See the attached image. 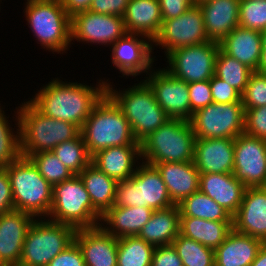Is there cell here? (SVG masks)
<instances>
[{
	"label": "cell",
	"instance_id": "cell-33",
	"mask_svg": "<svg viewBox=\"0 0 266 266\" xmlns=\"http://www.w3.org/2000/svg\"><path fill=\"white\" fill-rule=\"evenodd\" d=\"M180 217H195L208 221L232 222V215L200 191L192 193L178 204Z\"/></svg>",
	"mask_w": 266,
	"mask_h": 266
},
{
	"label": "cell",
	"instance_id": "cell-24",
	"mask_svg": "<svg viewBox=\"0 0 266 266\" xmlns=\"http://www.w3.org/2000/svg\"><path fill=\"white\" fill-rule=\"evenodd\" d=\"M240 0H209L199 4L210 41L220 43L239 26Z\"/></svg>",
	"mask_w": 266,
	"mask_h": 266
},
{
	"label": "cell",
	"instance_id": "cell-48",
	"mask_svg": "<svg viewBox=\"0 0 266 266\" xmlns=\"http://www.w3.org/2000/svg\"><path fill=\"white\" fill-rule=\"evenodd\" d=\"M162 20L179 17L194 5L193 0H158Z\"/></svg>",
	"mask_w": 266,
	"mask_h": 266
},
{
	"label": "cell",
	"instance_id": "cell-19",
	"mask_svg": "<svg viewBox=\"0 0 266 266\" xmlns=\"http://www.w3.org/2000/svg\"><path fill=\"white\" fill-rule=\"evenodd\" d=\"M232 225L237 232L266 243V190L262 186L246 187Z\"/></svg>",
	"mask_w": 266,
	"mask_h": 266
},
{
	"label": "cell",
	"instance_id": "cell-32",
	"mask_svg": "<svg viewBox=\"0 0 266 266\" xmlns=\"http://www.w3.org/2000/svg\"><path fill=\"white\" fill-rule=\"evenodd\" d=\"M93 207L103 215L113 207L117 181L90 163L80 174Z\"/></svg>",
	"mask_w": 266,
	"mask_h": 266
},
{
	"label": "cell",
	"instance_id": "cell-49",
	"mask_svg": "<svg viewBox=\"0 0 266 266\" xmlns=\"http://www.w3.org/2000/svg\"><path fill=\"white\" fill-rule=\"evenodd\" d=\"M14 210L13 193L6 168H0V215Z\"/></svg>",
	"mask_w": 266,
	"mask_h": 266
},
{
	"label": "cell",
	"instance_id": "cell-44",
	"mask_svg": "<svg viewBox=\"0 0 266 266\" xmlns=\"http://www.w3.org/2000/svg\"><path fill=\"white\" fill-rule=\"evenodd\" d=\"M210 86L214 103L241 102V94L219 77L214 75L210 79Z\"/></svg>",
	"mask_w": 266,
	"mask_h": 266
},
{
	"label": "cell",
	"instance_id": "cell-55",
	"mask_svg": "<svg viewBox=\"0 0 266 266\" xmlns=\"http://www.w3.org/2000/svg\"><path fill=\"white\" fill-rule=\"evenodd\" d=\"M262 187L266 190V182H265V184Z\"/></svg>",
	"mask_w": 266,
	"mask_h": 266
},
{
	"label": "cell",
	"instance_id": "cell-36",
	"mask_svg": "<svg viewBox=\"0 0 266 266\" xmlns=\"http://www.w3.org/2000/svg\"><path fill=\"white\" fill-rule=\"evenodd\" d=\"M253 70L235 58L230 57L221 49L215 61V76L232 86L242 94Z\"/></svg>",
	"mask_w": 266,
	"mask_h": 266
},
{
	"label": "cell",
	"instance_id": "cell-22",
	"mask_svg": "<svg viewBox=\"0 0 266 266\" xmlns=\"http://www.w3.org/2000/svg\"><path fill=\"white\" fill-rule=\"evenodd\" d=\"M246 186L233 173H205L199 176V191L232 216L239 209Z\"/></svg>",
	"mask_w": 266,
	"mask_h": 266
},
{
	"label": "cell",
	"instance_id": "cell-43",
	"mask_svg": "<svg viewBox=\"0 0 266 266\" xmlns=\"http://www.w3.org/2000/svg\"><path fill=\"white\" fill-rule=\"evenodd\" d=\"M190 98V119L193 113L213 103L210 80L188 83Z\"/></svg>",
	"mask_w": 266,
	"mask_h": 266
},
{
	"label": "cell",
	"instance_id": "cell-39",
	"mask_svg": "<svg viewBox=\"0 0 266 266\" xmlns=\"http://www.w3.org/2000/svg\"><path fill=\"white\" fill-rule=\"evenodd\" d=\"M29 159L37 167L39 173L52 186L70 179L74 175L52 151L35 153Z\"/></svg>",
	"mask_w": 266,
	"mask_h": 266
},
{
	"label": "cell",
	"instance_id": "cell-11",
	"mask_svg": "<svg viewBox=\"0 0 266 266\" xmlns=\"http://www.w3.org/2000/svg\"><path fill=\"white\" fill-rule=\"evenodd\" d=\"M189 121L196 138L235 139L244 133L245 110L242 102H213L196 110Z\"/></svg>",
	"mask_w": 266,
	"mask_h": 266
},
{
	"label": "cell",
	"instance_id": "cell-51",
	"mask_svg": "<svg viewBox=\"0 0 266 266\" xmlns=\"http://www.w3.org/2000/svg\"><path fill=\"white\" fill-rule=\"evenodd\" d=\"M250 266H266V243L262 245Z\"/></svg>",
	"mask_w": 266,
	"mask_h": 266
},
{
	"label": "cell",
	"instance_id": "cell-30",
	"mask_svg": "<svg viewBox=\"0 0 266 266\" xmlns=\"http://www.w3.org/2000/svg\"><path fill=\"white\" fill-rule=\"evenodd\" d=\"M180 234V212L178 205L154 210L150 220L143 226L138 237L147 243L157 246L172 245Z\"/></svg>",
	"mask_w": 266,
	"mask_h": 266
},
{
	"label": "cell",
	"instance_id": "cell-26",
	"mask_svg": "<svg viewBox=\"0 0 266 266\" xmlns=\"http://www.w3.org/2000/svg\"><path fill=\"white\" fill-rule=\"evenodd\" d=\"M166 184L171 201L178 205L192 193L199 191L200 173L191 162H163L154 164Z\"/></svg>",
	"mask_w": 266,
	"mask_h": 266
},
{
	"label": "cell",
	"instance_id": "cell-25",
	"mask_svg": "<svg viewBox=\"0 0 266 266\" xmlns=\"http://www.w3.org/2000/svg\"><path fill=\"white\" fill-rule=\"evenodd\" d=\"M140 161V146L108 147L91 158L93 165L117 182L132 177Z\"/></svg>",
	"mask_w": 266,
	"mask_h": 266
},
{
	"label": "cell",
	"instance_id": "cell-29",
	"mask_svg": "<svg viewBox=\"0 0 266 266\" xmlns=\"http://www.w3.org/2000/svg\"><path fill=\"white\" fill-rule=\"evenodd\" d=\"M123 18L127 33L141 34L152 41L163 22L158 0H129Z\"/></svg>",
	"mask_w": 266,
	"mask_h": 266
},
{
	"label": "cell",
	"instance_id": "cell-4",
	"mask_svg": "<svg viewBox=\"0 0 266 266\" xmlns=\"http://www.w3.org/2000/svg\"><path fill=\"white\" fill-rule=\"evenodd\" d=\"M26 100L18 106L23 157L29 158L38 152L52 151L59 143L80 135L81 129L77 125L48 117Z\"/></svg>",
	"mask_w": 266,
	"mask_h": 266
},
{
	"label": "cell",
	"instance_id": "cell-1",
	"mask_svg": "<svg viewBox=\"0 0 266 266\" xmlns=\"http://www.w3.org/2000/svg\"><path fill=\"white\" fill-rule=\"evenodd\" d=\"M70 81L55 77L28 101L42 114L70 122L81 129L92 108L106 93V83L110 80L100 78L94 86Z\"/></svg>",
	"mask_w": 266,
	"mask_h": 266
},
{
	"label": "cell",
	"instance_id": "cell-23",
	"mask_svg": "<svg viewBox=\"0 0 266 266\" xmlns=\"http://www.w3.org/2000/svg\"><path fill=\"white\" fill-rule=\"evenodd\" d=\"M220 49L253 71L263 67L261 32L236 27L220 43Z\"/></svg>",
	"mask_w": 266,
	"mask_h": 266
},
{
	"label": "cell",
	"instance_id": "cell-20",
	"mask_svg": "<svg viewBox=\"0 0 266 266\" xmlns=\"http://www.w3.org/2000/svg\"><path fill=\"white\" fill-rule=\"evenodd\" d=\"M74 241L82 252L85 266H117L118 238L100 225L76 229Z\"/></svg>",
	"mask_w": 266,
	"mask_h": 266
},
{
	"label": "cell",
	"instance_id": "cell-53",
	"mask_svg": "<svg viewBox=\"0 0 266 266\" xmlns=\"http://www.w3.org/2000/svg\"><path fill=\"white\" fill-rule=\"evenodd\" d=\"M207 1H209V0H193L195 5H199V4H201L203 2H207Z\"/></svg>",
	"mask_w": 266,
	"mask_h": 266
},
{
	"label": "cell",
	"instance_id": "cell-2",
	"mask_svg": "<svg viewBox=\"0 0 266 266\" xmlns=\"http://www.w3.org/2000/svg\"><path fill=\"white\" fill-rule=\"evenodd\" d=\"M83 141L92 157L114 146H140L121 108L105 93L81 127Z\"/></svg>",
	"mask_w": 266,
	"mask_h": 266
},
{
	"label": "cell",
	"instance_id": "cell-45",
	"mask_svg": "<svg viewBox=\"0 0 266 266\" xmlns=\"http://www.w3.org/2000/svg\"><path fill=\"white\" fill-rule=\"evenodd\" d=\"M47 266H85V261L79 246L73 241Z\"/></svg>",
	"mask_w": 266,
	"mask_h": 266
},
{
	"label": "cell",
	"instance_id": "cell-35",
	"mask_svg": "<svg viewBox=\"0 0 266 266\" xmlns=\"http://www.w3.org/2000/svg\"><path fill=\"white\" fill-rule=\"evenodd\" d=\"M154 248L138 236L118 238L117 266H151Z\"/></svg>",
	"mask_w": 266,
	"mask_h": 266
},
{
	"label": "cell",
	"instance_id": "cell-5",
	"mask_svg": "<svg viewBox=\"0 0 266 266\" xmlns=\"http://www.w3.org/2000/svg\"><path fill=\"white\" fill-rule=\"evenodd\" d=\"M23 12L37 44L44 50L60 55L70 50L71 17L59 1L25 0Z\"/></svg>",
	"mask_w": 266,
	"mask_h": 266
},
{
	"label": "cell",
	"instance_id": "cell-10",
	"mask_svg": "<svg viewBox=\"0 0 266 266\" xmlns=\"http://www.w3.org/2000/svg\"><path fill=\"white\" fill-rule=\"evenodd\" d=\"M76 229L48 218H35L24 240L18 266H47L74 241Z\"/></svg>",
	"mask_w": 266,
	"mask_h": 266
},
{
	"label": "cell",
	"instance_id": "cell-12",
	"mask_svg": "<svg viewBox=\"0 0 266 266\" xmlns=\"http://www.w3.org/2000/svg\"><path fill=\"white\" fill-rule=\"evenodd\" d=\"M218 42L179 47L166 55V69L172 76L186 83L210 80L215 75Z\"/></svg>",
	"mask_w": 266,
	"mask_h": 266
},
{
	"label": "cell",
	"instance_id": "cell-8",
	"mask_svg": "<svg viewBox=\"0 0 266 266\" xmlns=\"http://www.w3.org/2000/svg\"><path fill=\"white\" fill-rule=\"evenodd\" d=\"M101 216L93 207L79 175L53 185L49 220L81 229L98 226Z\"/></svg>",
	"mask_w": 266,
	"mask_h": 266
},
{
	"label": "cell",
	"instance_id": "cell-47",
	"mask_svg": "<svg viewBox=\"0 0 266 266\" xmlns=\"http://www.w3.org/2000/svg\"><path fill=\"white\" fill-rule=\"evenodd\" d=\"M129 0H92L89 11L124 17Z\"/></svg>",
	"mask_w": 266,
	"mask_h": 266
},
{
	"label": "cell",
	"instance_id": "cell-16",
	"mask_svg": "<svg viewBox=\"0 0 266 266\" xmlns=\"http://www.w3.org/2000/svg\"><path fill=\"white\" fill-rule=\"evenodd\" d=\"M233 174L246 187H259L265 184L266 140L246 133L235 138Z\"/></svg>",
	"mask_w": 266,
	"mask_h": 266
},
{
	"label": "cell",
	"instance_id": "cell-21",
	"mask_svg": "<svg viewBox=\"0 0 266 266\" xmlns=\"http://www.w3.org/2000/svg\"><path fill=\"white\" fill-rule=\"evenodd\" d=\"M234 143L230 138H195L193 162L199 173H233Z\"/></svg>",
	"mask_w": 266,
	"mask_h": 266
},
{
	"label": "cell",
	"instance_id": "cell-28",
	"mask_svg": "<svg viewBox=\"0 0 266 266\" xmlns=\"http://www.w3.org/2000/svg\"><path fill=\"white\" fill-rule=\"evenodd\" d=\"M153 212L148 207H112L101 216L99 225L116 238L138 236Z\"/></svg>",
	"mask_w": 266,
	"mask_h": 266
},
{
	"label": "cell",
	"instance_id": "cell-14",
	"mask_svg": "<svg viewBox=\"0 0 266 266\" xmlns=\"http://www.w3.org/2000/svg\"><path fill=\"white\" fill-rule=\"evenodd\" d=\"M111 65L123 77L147 75L154 66L156 56H153V42L141 34L126 33L109 47Z\"/></svg>",
	"mask_w": 266,
	"mask_h": 266
},
{
	"label": "cell",
	"instance_id": "cell-46",
	"mask_svg": "<svg viewBox=\"0 0 266 266\" xmlns=\"http://www.w3.org/2000/svg\"><path fill=\"white\" fill-rule=\"evenodd\" d=\"M151 266H183L173 245L157 246L153 250Z\"/></svg>",
	"mask_w": 266,
	"mask_h": 266
},
{
	"label": "cell",
	"instance_id": "cell-9",
	"mask_svg": "<svg viewBox=\"0 0 266 266\" xmlns=\"http://www.w3.org/2000/svg\"><path fill=\"white\" fill-rule=\"evenodd\" d=\"M175 205L154 165L141 161L134 175L116 185L113 207H148L162 210Z\"/></svg>",
	"mask_w": 266,
	"mask_h": 266
},
{
	"label": "cell",
	"instance_id": "cell-42",
	"mask_svg": "<svg viewBox=\"0 0 266 266\" xmlns=\"http://www.w3.org/2000/svg\"><path fill=\"white\" fill-rule=\"evenodd\" d=\"M244 110V133L266 140V105Z\"/></svg>",
	"mask_w": 266,
	"mask_h": 266
},
{
	"label": "cell",
	"instance_id": "cell-41",
	"mask_svg": "<svg viewBox=\"0 0 266 266\" xmlns=\"http://www.w3.org/2000/svg\"><path fill=\"white\" fill-rule=\"evenodd\" d=\"M241 102L244 109L266 105V74L262 70L251 73L245 90L241 94Z\"/></svg>",
	"mask_w": 266,
	"mask_h": 266
},
{
	"label": "cell",
	"instance_id": "cell-18",
	"mask_svg": "<svg viewBox=\"0 0 266 266\" xmlns=\"http://www.w3.org/2000/svg\"><path fill=\"white\" fill-rule=\"evenodd\" d=\"M35 220L20 210L0 215V266H18L26 234Z\"/></svg>",
	"mask_w": 266,
	"mask_h": 266
},
{
	"label": "cell",
	"instance_id": "cell-15",
	"mask_svg": "<svg viewBox=\"0 0 266 266\" xmlns=\"http://www.w3.org/2000/svg\"><path fill=\"white\" fill-rule=\"evenodd\" d=\"M126 33L124 18L117 15L84 11L71 18V44L77 41L109 47Z\"/></svg>",
	"mask_w": 266,
	"mask_h": 266
},
{
	"label": "cell",
	"instance_id": "cell-38",
	"mask_svg": "<svg viewBox=\"0 0 266 266\" xmlns=\"http://www.w3.org/2000/svg\"><path fill=\"white\" fill-rule=\"evenodd\" d=\"M183 266H215V250L181 234L172 242Z\"/></svg>",
	"mask_w": 266,
	"mask_h": 266
},
{
	"label": "cell",
	"instance_id": "cell-7",
	"mask_svg": "<svg viewBox=\"0 0 266 266\" xmlns=\"http://www.w3.org/2000/svg\"><path fill=\"white\" fill-rule=\"evenodd\" d=\"M14 209L35 218H47L52 207L53 186L39 173L34 163L21 156L7 168Z\"/></svg>",
	"mask_w": 266,
	"mask_h": 266
},
{
	"label": "cell",
	"instance_id": "cell-37",
	"mask_svg": "<svg viewBox=\"0 0 266 266\" xmlns=\"http://www.w3.org/2000/svg\"><path fill=\"white\" fill-rule=\"evenodd\" d=\"M52 152L74 175L80 174L91 163L92 157L81 134L74 139L59 143Z\"/></svg>",
	"mask_w": 266,
	"mask_h": 266
},
{
	"label": "cell",
	"instance_id": "cell-17",
	"mask_svg": "<svg viewBox=\"0 0 266 266\" xmlns=\"http://www.w3.org/2000/svg\"><path fill=\"white\" fill-rule=\"evenodd\" d=\"M143 79L152 89L157 103L170 118L190 120L188 83L164 68H153Z\"/></svg>",
	"mask_w": 266,
	"mask_h": 266
},
{
	"label": "cell",
	"instance_id": "cell-34",
	"mask_svg": "<svg viewBox=\"0 0 266 266\" xmlns=\"http://www.w3.org/2000/svg\"><path fill=\"white\" fill-rule=\"evenodd\" d=\"M0 104V168H7L11 163L22 156L20 139L19 109L16 107L12 123ZM10 122V123H9ZM14 125V128L12 126ZM16 125V126H15ZM16 127V128H15ZM15 129V130H14Z\"/></svg>",
	"mask_w": 266,
	"mask_h": 266
},
{
	"label": "cell",
	"instance_id": "cell-50",
	"mask_svg": "<svg viewBox=\"0 0 266 266\" xmlns=\"http://www.w3.org/2000/svg\"><path fill=\"white\" fill-rule=\"evenodd\" d=\"M60 3L72 18L77 13L89 11L92 0H61Z\"/></svg>",
	"mask_w": 266,
	"mask_h": 266
},
{
	"label": "cell",
	"instance_id": "cell-54",
	"mask_svg": "<svg viewBox=\"0 0 266 266\" xmlns=\"http://www.w3.org/2000/svg\"><path fill=\"white\" fill-rule=\"evenodd\" d=\"M266 74V60L263 63V67L261 69Z\"/></svg>",
	"mask_w": 266,
	"mask_h": 266
},
{
	"label": "cell",
	"instance_id": "cell-3",
	"mask_svg": "<svg viewBox=\"0 0 266 266\" xmlns=\"http://www.w3.org/2000/svg\"><path fill=\"white\" fill-rule=\"evenodd\" d=\"M113 83H106V93L121 108L138 142L170 119L157 103L152 89L143 79L129 86L130 88H121V90L120 87L117 90Z\"/></svg>",
	"mask_w": 266,
	"mask_h": 266
},
{
	"label": "cell",
	"instance_id": "cell-27",
	"mask_svg": "<svg viewBox=\"0 0 266 266\" xmlns=\"http://www.w3.org/2000/svg\"><path fill=\"white\" fill-rule=\"evenodd\" d=\"M264 242L232 229L215 249V266H250Z\"/></svg>",
	"mask_w": 266,
	"mask_h": 266
},
{
	"label": "cell",
	"instance_id": "cell-6",
	"mask_svg": "<svg viewBox=\"0 0 266 266\" xmlns=\"http://www.w3.org/2000/svg\"><path fill=\"white\" fill-rule=\"evenodd\" d=\"M195 138L190 121L170 118L140 142L141 161L151 165L191 162Z\"/></svg>",
	"mask_w": 266,
	"mask_h": 266
},
{
	"label": "cell",
	"instance_id": "cell-52",
	"mask_svg": "<svg viewBox=\"0 0 266 266\" xmlns=\"http://www.w3.org/2000/svg\"><path fill=\"white\" fill-rule=\"evenodd\" d=\"M261 41H262V55L264 61L266 60V30L261 32Z\"/></svg>",
	"mask_w": 266,
	"mask_h": 266
},
{
	"label": "cell",
	"instance_id": "cell-31",
	"mask_svg": "<svg viewBox=\"0 0 266 266\" xmlns=\"http://www.w3.org/2000/svg\"><path fill=\"white\" fill-rule=\"evenodd\" d=\"M233 229L232 222L180 217V234L215 250Z\"/></svg>",
	"mask_w": 266,
	"mask_h": 266
},
{
	"label": "cell",
	"instance_id": "cell-13",
	"mask_svg": "<svg viewBox=\"0 0 266 266\" xmlns=\"http://www.w3.org/2000/svg\"><path fill=\"white\" fill-rule=\"evenodd\" d=\"M210 41L207 37L203 13L199 5H193L179 17L164 20L158 35L154 38L155 47L164 50L166 56L179 47L197 45ZM155 46V47H154Z\"/></svg>",
	"mask_w": 266,
	"mask_h": 266
},
{
	"label": "cell",
	"instance_id": "cell-40",
	"mask_svg": "<svg viewBox=\"0 0 266 266\" xmlns=\"http://www.w3.org/2000/svg\"><path fill=\"white\" fill-rule=\"evenodd\" d=\"M239 26L259 32L266 30V0H240Z\"/></svg>",
	"mask_w": 266,
	"mask_h": 266
}]
</instances>
